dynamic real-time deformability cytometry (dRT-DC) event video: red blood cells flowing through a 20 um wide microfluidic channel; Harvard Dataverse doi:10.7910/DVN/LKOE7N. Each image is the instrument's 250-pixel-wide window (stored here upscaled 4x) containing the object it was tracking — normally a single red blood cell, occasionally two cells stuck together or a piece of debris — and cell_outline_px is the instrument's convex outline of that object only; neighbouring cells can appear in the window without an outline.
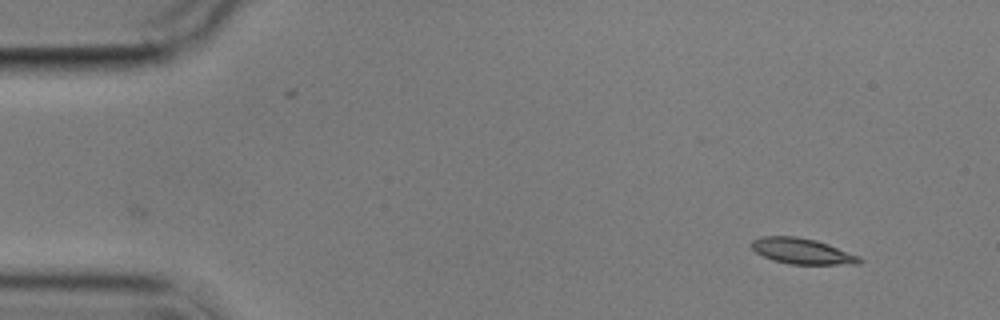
{"species": "common noctule bat (a hibernating species)", "species_latin": "Nyctalus noctula", "temperature_condition": "cold", "stored_images_in_passage": 3, "camera_frame_rate_fps": 3000, "um_per_image_px": 0.085, "animal": {"sex": "male", "body_mass_g": 17.9}, "frame": {"image": 1, "passage_image": 3, "time_ms": 2.333, "image_size_px": [1000, 320], "cell_outline_px": [[864, 260], [860, 264], [788, 264], [772, 260], [756, 252], [748, 244], [752, 240], [760, 236], [796, 236], [816, 240], [828, 244], [860, 256]], "centroid_in_image_um": [68.17, 21.34], "position_along_channel_um": 16.8, "area_um2": 16.36}}